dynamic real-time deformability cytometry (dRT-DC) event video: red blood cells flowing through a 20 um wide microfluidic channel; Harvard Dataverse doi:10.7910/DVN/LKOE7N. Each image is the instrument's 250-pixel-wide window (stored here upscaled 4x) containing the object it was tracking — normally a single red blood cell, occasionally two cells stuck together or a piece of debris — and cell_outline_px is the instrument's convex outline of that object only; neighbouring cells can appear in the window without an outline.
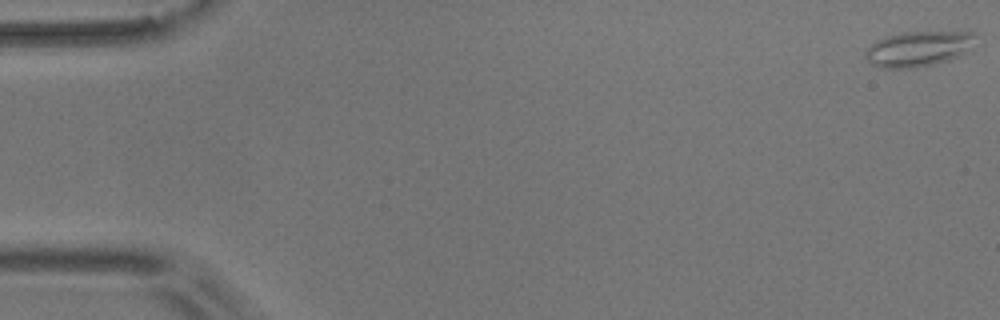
{"species": "common noctule bat (a hibernating species)", "species_latin": "Nyctalus noctula", "temperature_condition": "room temperature", "stored_images_in_passage": 56, "camera_frame_rate_fps": 3000, "um_per_image_px": 0.085, "animal": {"sex": "male", "body_mass_g": 17.9}, "frame": {"image": 1, "passage_image": 1, "time_ms": 0.0, "image_size_px": [1000, 320], "cell_outline_px": [[972, 36], [964, 52], [960, 56], [948, 60], [916, 68], [880, 68], [872, 64], [864, 56], [864, 52], [876, 40], [900, 32], [964, 28], [972, 32]], "centroid_in_image_um": [78.04, 4.09], "position_along_channel_um": 7.0, "area_um2": 23.06}}
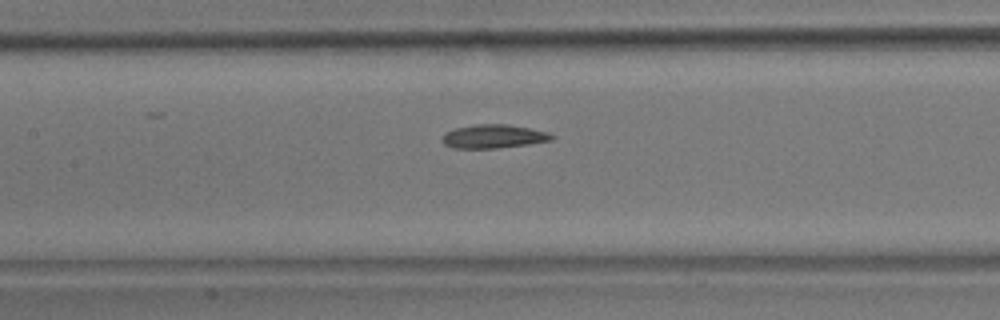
{"frame": {"image": 2, "passage_image": 26, "time_ms": 8.333, "image_size_px": [1000, 320], "cell_outline_px": [[556, 136], [552, 140], [528, 144], [496, 148], [452, 148], [444, 144], [440, 140], [444, 132], [456, 128], [476, 124], [508, 124], [548, 132]], "centroid_in_image_um": [41.92, 11.59], "position_along_channel_um": 165.5, "area_um2": 15.14}}
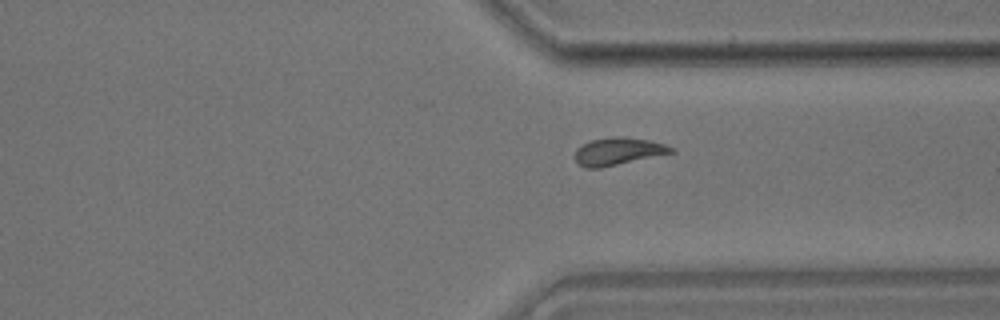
{"frame": {"image": 3, "passage_image": 42, "time_ms": 13.667, "image_size_px": [1000, 320], "cell_outline_px": [[676, 152], [600, 168], [584, 168], [576, 164], [572, 156], [576, 148], [592, 140], [612, 136], [616, 136], [648, 140], [664, 144], [672, 148]], "centroid_in_image_um": [52.46, 12.88], "position_along_channel_um": 358.9, "area_um2": 15.49}, "authors_computed_cell_mechanics": {"area_um2": 15.5771, "velocity_mm_per_s": 3.628, "shape_relaxation_time_tau1_ms": null, "shape_relaxation_time_tau2_ms": 3.1356, "deformation_change_tau1": null, "deformation_change_tau2": 0.0925}}